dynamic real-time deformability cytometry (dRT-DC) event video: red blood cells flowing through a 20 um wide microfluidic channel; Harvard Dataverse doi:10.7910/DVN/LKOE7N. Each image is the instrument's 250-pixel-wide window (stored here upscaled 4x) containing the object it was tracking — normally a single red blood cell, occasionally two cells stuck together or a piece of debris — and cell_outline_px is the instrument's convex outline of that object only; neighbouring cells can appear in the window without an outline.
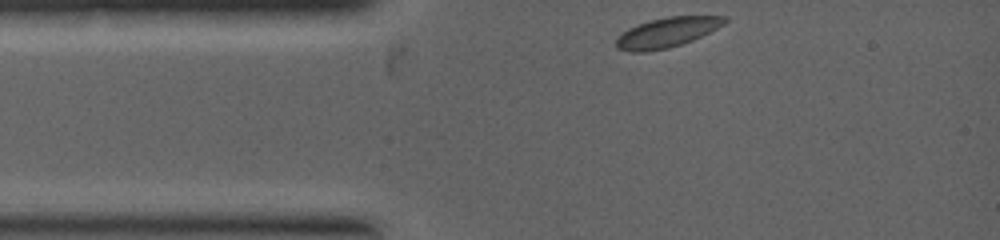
{"species": "common noctule bat (a hibernating species)", "species_latin": "Nyctalus noctula", "temperature_condition": "warm", "stored_images_in_passage": 2, "camera_frame_rate_fps": 5000, "um_per_image_px": 0.085, "animal": {"sex": "female", "body_mass_g": 19.0, "forearm_length_mm": 53.3}, "frame": {"image": 1, "passage_image": 1, "time_ms": 0.0, "image_size_px": [1000, 240], "cell_outline_px": [[728, 20], [724, 24], [692, 40], [668, 48], [644, 52], [628, 52], [616, 48], [616, 36], [628, 28], [648, 20], [668, 16], [728, 16]], "centroid_in_image_um": [56.64, 2.75], "position_along_channel_um": 28.4, "area_um2": 18.9}}
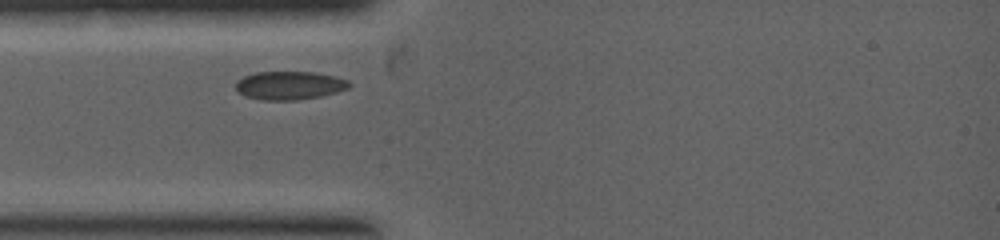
{"frame": {"image": 2, "passage_image": 2, "time_ms": 0.8, "image_size_px": [1000, 240], "cell_outline_px": [[352, 84], [348, 88], [336, 92], [320, 96], [296, 100], [260, 100], [244, 96], [236, 92], [236, 80], [244, 76], [256, 72], [312, 72], [336, 76], [348, 80]], "centroid_in_image_um": [24.57, 7.26], "position_along_channel_um": 60.4, "area_um2": 18.9}}